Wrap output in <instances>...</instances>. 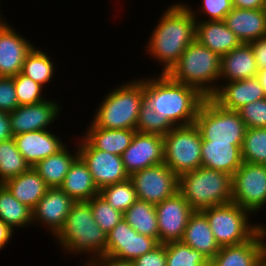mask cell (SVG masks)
Wrapping results in <instances>:
<instances>
[{"instance_id": "cell-5", "label": "cell", "mask_w": 266, "mask_h": 266, "mask_svg": "<svg viewBox=\"0 0 266 266\" xmlns=\"http://www.w3.org/2000/svg\"><path fill=\"white\" fill-rule=\"evenodd\" d=\"M221 57L196 40L167 73L174 81L196 88L211 97L219 87Z\"/></svg>"}, {"instance_id": "cell-3", "label": "cell", "mask_w": 266, "mask_h": 266, "mask_svg": "<svg viewBox=\"0 0 266 266\" xmlns=\"http://www.w3.org/2000/svg\"><path fill=\"white\" fill-rule=\"evenodd\" d=\"M53 239L65 258L74 255L94 261L107 253V235L95 221L88 201L73 203L64 226Z\"/></svg>"}, {"instance_id": "cell-40", "label": "cell", "mask_w": 266, "mask_h": 266, "mask_svg": "<svg viewBox=\"0 0 266 266\" xmlns=\"http://www.w3.org/2000/svg\"><path fill=\"white\" fill-rule=\"evenodd\" d=\"M199 5L192 6L183 2L193 14L196 21L224 20L232 10V0H200ZM194 7V8H193ZM206 17V18H205Z\"/></svg>"}, {"instance_id": "cell-41", "label": "cell", "mask_w": 266, "mask_h": 266, "mask_svg": "<svg viewBox=\"0 0 266 266\" xmlns=\"http://www.w3.org/2000/svg\"><path fill=\"white\" fill-rule=\"evenodd\" d=\"M94 219L106 235L124 218L122 212L112 208L100 195L89 201Z\"/></svg>"}, {"instance_id": "cell-16", "label": "cell", "mask_w": 266, "mask_h": 266, "mask_svg": "<svg viewBox=\"0 0 266 266\" xmlns=\"http://www.w3.org/2000/svg\"><path fill=\"white\" fill-rule=\"evenodd\" d=\"M74 202L60 187L48 188L32 210L33 226L44 228L54 238L64 226Z\"/></svg>"}, {"instance_id": "cell-31", "label": "cell", "mask_w": 266, "mask_h": 266, "mask_svg": "<svg viewBox=\"0 0 266 266\" xmlns=\"http://www.w3.org/2000/svg\"><path fill=\"white\" fill-rule=\"evenodd\" d=\"M54 62L49 52L35 45L26 55L21 73L48 90V83L53 81L57 73V66Z\"/></svg>"}, {"instance_id": "cell-25", "label": "cell", "mask_w": 266, "mask_h": 266, "mask_svg": "<svg viewBox=\"0 0 266 266\" xmlns=\"http://www.w3.org/2000/svg\"><path fill=\"white\" fill-rule=\"evenodd\" d=\"M195 40L220 57L241 44L224 20L196 21Z\"/></svg>"}, {"instance_id": "cell-28", "label": "cell", "mask_w": 266, "mask_h": 266, "mask_svg": "<svg viewBox=\"0 0 266 266\" xmlns=\"http://www.w3.org/2000/svg\"><path fill=\"white\" fill-rule=\"evenodd\" d=\"M80 133L95 149L122 155L129 147L136 129H104L96 127L91 121Z\"/></svg>"}, {"instance_id": "cell-30", "label": "cell", "mask_w": 266, "mask_h": 266, "mask_svg": "<svg viewBox=\"0 0 266 266\" xmlns=\"http://www.w3.org/2000/svg\"><path fill=\"white\" fill-rule=\"evenodd\" d=\"M60 188L74 201H89L99 195V189L92 179L84 161L78 157L68 170Z\"/></svg>"}, {"instance_id": "cell-27", "label": "cell", "mask_w": 266, "mask_h": 266, "mask_svg": "<svg viewBox=\"0 0 266 266\" xmlns=\"http://www.w3.org/2000/svg\"><path fill=\"white\" fill-rule=\"evenodd\" d=\"M71 142L75 147L73 146L70 149V146L66 144L57 153L42 159L33 166L49 188L60 187L62 185L71 165L79 157L77 141Z\"/></svg>"}, {"instance_id": "cell-29", "label": "cell", "mask_w": 266, "mask_h": 266, "mask_svg": "<svg viewBox=\"0 0 266 266\" xmlns=\"http://www.w3.org/2000/svg\"><path fill=\"white\" fill-rule=\"evenodd\" d=\"M15 199L32 210L45 195L48 186L33 167L3 183Z\"/></svg>"}, {"instance_id": "cell-11", "label": "cell", "mask_w": 266, "mask_h": 266, "mask_svg": "<svg viewBox=\"0 0 266 266\" xmlns=\"http://www.w3.org/2000/svg\"><path fill=\"white\" fill-rule=\"evenodd\" d=\"M75 136L79 157L87 165L99 190L129 178L120 155L95 149L82 135Z\"/></svg>"}, {"instance_id": "cell-20", "label": "cell", "mask_w": 266, "mask_h": 266, "mask_svg": "<svg viewBox=\"0 0 266 266\" xmlns=\"http://www.w3.org/2000/svg\"><path fill=\"white\" fill-rule=\"evenodd\" d=\"M266 248V224L248 241L220 247L211 262L215 266H259L260 258Z\"/></svg>"}, {"instance_id": "cell-23", "label": "cell", "mask_w": 266, "mask_h": 266, "mask_svg": "<svg viewBox=\"0 0 266 266\" xmlns=\"http://www.w3.org/2000/svg\"><path fill=\"white\" fill-rule=\"evenodd\" d=\"M242 145L202 139L201 167L218 170L230 176L242 165Z\"/></svg>"}, {"instance_id": "cell-35", "label": "cell", "mask_w": 266, "mask_h": 266, "mask_svg": "<svg viewBox=\"0 0 266 266\" xmlns=\"http://www.w3.org/2000/svg\"><path fill=\"white\" fill-rule=\"evenodd\" d=\"M99 195L116 210L124 213L137 200V194L131 180L108 185L99 190Z\"/></svg>"}, {"instance_id": "cell-42", "label": "cell", "mask_w": 266, "mask_h": 266, "mask_svg": "<svg viewBox=\"0 0 266 266\" xmlns=\"http://www.w3.org/2000/svg\"><path fill=\"white\" fill-rule=\"evenodd\" d=\"M237 111L246 128H266V97L250 102Z\"/></svg>"}, {"instance_id": "cell-18", "label": "cell", "mask_w": 266, "mask_h": 266, "mask_svg": "<svg viewBox=\"0 0 266 266\" xmlns=\"http://www.w3.org/2000/svg\"><path fill=\"white\" fill-rule=\"evenodd\" d=\"M7 21L5 19L0 25V77H14L20 73L26 55L35 46Z\"/></svg>"}, {"instance_id": "cell-32", "label": "cell", "mask_w": 266, "mask_h": 266, "mask_svg": "<svg viewBox=\"0 0 266 266\" xmlns=\"http://www.w3.org/2000/svg\"><path fill=\"white\" fill-rule=\"evenodd\" d=\"M0 219L14 231L33 227L32 209L18 202L3 184H0Z\"/></svg>"}, {"instance_id": "cell-10", "label": "cell", "mask_w": 266, "mask_h": 266, "mask_svg": "<svg viewBox=\"0 0 266 266\" xmlns=\"http://www.w3.org/2000/svg\"><path fill=\"white\" fill-rule=\"evenodd\" d=\"M232 202L258 219L266 207V165L242 162L232 176Z\"/></svg>"}, {"instance_id": "cell-9", "label": "cell", "mask_w": 266, "mask_h": 266, "mask_svg": "<svg viewBox=\"0 0 266 266\" xmlns=\"http://www.w3.org/2000/svg\"><path fill=\"white\" fill-rule=\"evenodd\" d=\"M163 141L164 163L178 177L201 167L202 137L195 124L172 128Z\"/></svg>"}, {"instance_id": "cell-34", "label": "cell", "mask_w": 266, "mask_h": 266, "mask_svg": "<svg viewBox=\"0 0 266 266\" xmlns=\"http://www.w3.org/2000/svg\"><path fill=\"white\" fill-rule=\"evenodd\" d=\"M30 165L17 149L14 138L0 142V184L27 171Z\"/></svg>"}, {"instance_id": "cell-17", "label": "cell", "mask_w": 266, "mask_h": 266, "mask_svg": "<svg viewBox=\"0 0 266 266\" xmlns=\"http://www.w3.org/2000/svg\"><path fill=\"white\" fill-rule=\"evenodd\" d=\"M121 158L129 176L147 167L164 163L163 136L136 131Z\"/></svg>"}, {"instance_id": "cell-1", "label": "cell", "mask_w": 266, "mask_h": 266, "mask_svg": "<svg viewBox=\"0 0 266 266\" xmlns=\"http://www.w3.org/2000/svg\"><path fill=\"white\" fill-rule=\"evenodd\" d=\"M157 19L154 29L146 39L143 54L147 53L149 58L162 67L158 74H166L195 41L196 19L180 0L169 4Z\"/></svg>"}, {"instance_id": "cell-14", "label": "cell", "mask_w": 266, "mask_h": 266, "mask_svg": "<svg viewBox=\"0 0 266 266\" xmlns=\"http://www.w3.org/2000/svg\"><path fill=\"white\" fill-rule=\"evenodd\" d=\"M159 229V243L180 241L194 210L177 191L174 195L155 205Z\"/></svg>"}, {"instance_id": "cell-43", "label": "cell", "mask_w": 266, "mask_h": 266, "mask_svg": "<svg viewBox=\"0 0 266 266\" xmlns=\"http://www.w3.org/2000/svg\"><path fill=\"white\" fill-rule=\"evenodd\" d=\"M18 106L13 77H0V110L12 112Z\"/></svg>"}, {"instance_id": "cell-26", "label": "cell", "mask_w": 266, "mask_h": 266, "mask_svg": "<svg viewBox=\"0 0 266 266\" xmlns=\"http://www.w3.org/2000/svg\"><path fill=\"white\" fill-rule=\"evenodd\" d=\"M180 241L200 252L209 261L214 258L220 249L215 241L209 221L202 211H194L190 215Z\"/></svg>"}, {"instance_id": "cell-50", "label": "cell", "mask_w": 266, "mask_h": 266, "mask_svg": "<svg viewBox=\"0 0 266 266\" xmlns=\"http://www.w3.org/2000/svg\"><path fill=\"white\" fill-rule=\"evenodd\" d=\"M257 78L262 86L265 96H266V69L259 70L257 73Z\"/></svg>"}, {"instance_id": "cell-54", "label": "cell", "mask_w": 266, "mask_h": 266, "mask_svg": "<svg viewBox=\"0 0 266 266\" xmlns=\"http://www.w3.org/2000/svg\"><path fill=\"white\" fill-rule=\"evenodd\" d=\"M263 11H264V15H265V18H266V0H265V2H264V5H263Z\"/></svg>"}, {"instance_id": "cell-44", "label": "cell", "mask_w": 266, "mask_h": 266, "mask_svg": "<svg viewBox=\"0 0 266 266\" xmlns=\"http://www.w3.org/2000/svg\"><path fill=\"white\" fill-rule=\"evenodd\" d=\"M133 262L135 266H167L165 244L160 243L152 251L138 257Z\"/></svg>"}, {"instance_id": "cell-15", "label": "cell", "mask_w": 266, "mask_h": 266, "mask_svg": "<svg viewBox=\"0 0 266 266\" xmlns=\"http://www.w3.org/2000/svg\"><path fill=\"white\" fill-rule=\"evenodd\" d=\"M160 243L149 236L137 233L122 219L107 234V256L122 260L134 261L138 257L152 251Z\"/></svg>"}, {"instance_id": "cell-45", "label": "cell", "mask_w": 266, "mask_h": 266, "mask_svg": "<svg viewBox=\"0 0 266 266\" xmlns=\"http://www.w3.org/2000/svg\"><path fill=\"white\" fill-rule=\"evenodd\" d=\"M258 70L266 69V36L250 42Z\"/></svg>"}, {"instance_id": "cell-7", "label": "cell", "mask_w": 266, "mask_h": 266, "mask_svg": "<svg viewBox=\"0 0 266 266\" xmlns=\"http://www.w3.org/2000/svg\"><path fill=\"white\" fill-rule=\"evenodd\" d=\"M202 212L219 247L244 243L261 229L260 222L251 220L255 215L233 202L206 208Z\"/></svg>"}, {"instance_id": "cell-4", "label": "cell", "mask_w": 266, "mask_h": 266, "mask_svg": "<svg viewBox=\"0 0 266 266\" xmlns=\"http://www.w3.org/2000/svg\"><path fill=\"white\" fill-rule=\"evenodd\" d=\"M91 122L104 129H135L144 102V76L129 79L104 94Z\"/></svg>"}, {"instance_id": "cell-8", "label": "cell", "mask_w": 266, "mask_h": 266, "mask_svg": "<svg viewBox=\"0 0 266 266\" xmlns=\"http://www.w3.org/2000/svg\"><path fill=\"white\" fill-rule=\"evenodd\" d=\"M194 124L202 139L233 145H242L247 129L238 111L221 107L211 97L200 105Z\"/></svg>"}, {"instance_id": "cell-2", "label": "cell", "mask_w": 266, "mask_h": 266, "mask_svg": "<svg viewBox=\"0 0 266 266\" xmlns=\"http://www.w3.org/2000/svg\"><path fill=\"white\" fill-rule=\"evenodd\" d=\"M144 76V102L175 127L194 124L204 99L196 88L174 81L167 73Z\"/></svg>"}, {"instance_id": "cell-33", "label": "cell", "mask_w": 266, "mask_h": 266, "mask_svg": "<svg viewBox=\"0 0 266 266\" xmlns=\"http://www.w3.org/2000/svg\"><path fill=\"white\" fill-rule=\"evenodd\" d=\"M123 215V219L137 233L152 237L159 242V229L154 204L138 199Z\"/></svg>"}, {"instance_id": "cell-51", "label": "cell", "mask_w": 266, "mask_h": 266, "mask_svg": "<svg viewBox=\"0 0 266 266\" xmlns=\"http://www.w3.org/2000/svg\"><path fill=\"white\" fill-rule=\"evenodd\" d=\"M259 266H266V248L261 255Z\"/></svg>"}, {"instance_id": "cell-13", "label": "cell", "mask_w": 266, "mask_h": 266, "mask_svg": "<svg viewBox=\"0 0 266 266\" xmlns=\"http://www.w3.org/2000/svg\"><path fill=\"white\" fill-rule=\"evenodd\" d=\"M54 99V100H53ZM63 104L58 99L49 97L39 103L18 106L9 112L10 127L13 136L25 132L52 129L53 124L60 119ZM52 124V126H51Z\"/></svg>"}, {"instance_id": "cell-52", "label": "cell", "mask_w": 266, "mask_h": 266, "mask_svg": "<svg viewBox=\"0 0 266 266\" xmlns=\"http://www.w3.org/2000/svg\"><path fill=\"white\" fill-rule=\"evenodd\" d=\"M80 261H83L82 262L83 266H97L93 261H84V260H81V259H80Z\"/></svg>"}, {"instance_id": "cell-24", "label": "cell", "mask_w": 266, "mask_h": 266, "mask_svg": "<svg viewBox=\"0 0 266 266\" xmlns=\"http://www.w3.org/2000/svg\"><path fill=\"white\" fill-rule=\"evenodd\" d=\"M224 22L241 43H250L266 36V18L263 9L232 8Z\"/></svg>"}, {"instance_id": "cell-36", "label": "cell", "mask_w": 266, "mask_h": 266, "mask_svg": "<svg viewBox=\"0 0 266 266\" xmlns=\"http://www.w3.org/2000/svg\"><path fill=\"white\" fill-rule=\"evenodd\" d=\"M242 161L266 165V128H247L241 147Z\"/></svg>"}, {"instance_id": "cell-21", "label": "cell", "mask_w": 266, "mask_h": 266, "mask_svg": "<svg viewBox=\"0 0 266 266\" xmlns=\"http://www.w3.org/2000/svg\"><path fill=\"white\" fill-rule=\"evenodd\" d=\"M265 97L257 77L232 82H219L218 89L211 96L221 107L235 111L250 102Z\"/></svg>"}, {"instance_id": "cell-19", "label": "cell", "mask_w": 266, "mask_h": 266, "mask_svg": "<svg viewBox=\"0 0 266 266\" xmlns=\"http://www.w3.org/2000/svg\"><path fill=\"white\" fill-rule=\"evenodd\" d=\"M13 138L17 149L30 167L57 153L67 144L65 138L63 140L53 129L25 132Z\"/></svg>"}, {"instance_id": "cell-49", "label": "cell", "mask_w": 266, "mask_h": 266, "mask_svg": "<svg viewBox=\"0 0 266 266\" xmlns=\"http://www.w3.org/2000/svg\"><path fill=\"white\" fill-rule=\"evenodd\" d=\"M265 0H232L233 8L262 9Z\"/></svg>"}, {"instance_id": "cell-47", "label": "cell", "mask_w": 266, "mask_h": 266, "mask_svg": "<svg viewBox=\"0 0 266 266\" xmlns=\"http://www.w3.org/2000/svg\"><path fill=\"white\" fill-rule=\"evenodd\" d=\"M97 266H135L133 261L122 260L113 256H101L93 261Z\"/></svg>"}, {"instance_id": "cell-48", "label": "cell", "mask_w": 266, "mask_h": 266, "mask_svg": "<svg viewBox=\"0 0 266 266\" xmlns=\"http://www.w3.org/2000/svg\"><path fill=\"white\" fill-rule=\"evenodd\" d=\"M15 231L12 230L5 222L0 219V251L9 245L13 239Z\"/></svg>"}, {"instance_id": "cell-46", "label": "cell", "mask_w": 266, "mask_h": 266, "mask_svg": "<svg viewBox=\"0 0 266 266\" xmlns=\"http://www.w3.org/2000/svg\"><path fill=\"white\" fill-rule=\"evenodd\" d=\"M13 138L10 127L9 112L0 110V142Z\"/></svg>"}, {"instance_id": "cell-22", "label": "cell", "mask_w": 266, "mask_h": 266, "mask_svg": "<svg viewBox=\"0 0 266 266\" xmlns=\"http://www.w3.org/2000/svg\"><path fill=\"white\" fill-rule=\"evenodd\" d=\"M258 71L251 44L241 43L229 53L221 56L219 82L257 77Z\"/></svg>"}, {"instance_id": "cell-53", "label": "cell", "mask_w": 266, "mask_h": 266, "mask_svg": "<svg viewBox=\"0 0 266 266\" xmlns=\"http://www.w3.org/2000/svg\"><path fill=\"white\" fill-rule=\"evenodd\" d=\"M2 4V0H0V5ZM2 7L0 6V9ZM4 13L1 12L0 10V25L3 23V21L6 19V17L3 15Z\"/></svg>"}, {"instance_id": "cell-38", "label": "cell", "mask_w": 266, "mask_h": 266, "mask_svg": "<svg viewBox=\"0 0 266 266\" xmlns=\"http://www.w3.org/2000/svg\"><path fill=\"white\" fill-rule=\"evenodd\" d=\"M174 127L167 118L160 117L158 112L143 102L136 123L137 132L164 136Z\"/></svg>"}, {"instance_id": "cell-6", "label": "cell", "mask_w": 266, "mask_h": 266, "mask_svg": "<svg viewBox=\"0 0 266 266\" xmlns=\"http://www.w3.org/2000/svg\"><path fill=\"white\" fill-rule=\"evenodd\" d=\"M178 191L194 211L232 202V176L199 167L179 176Z\"/></svg>"}, {"instance_id": "cell-37", "label": "cell", "mask_w": 266, "mask_h": 266, "mask_svg": "<svg viewBox=\"0 0 266 266\" xmlns=\"http://www.w3.org/2000/svg\"><path fill=\"white\" fill-rule=\"evenodd\" d=\"M167 266H206L209 262L200 252L181 241L164 243Z\"/></svg>"}, {"instance_id": "cell-12", "label": "cell", "mask_w": 266, "mask_h": 266, "mask_svg": "<svg viewBox=\"0 0 266 266\" xmlns=\"http://www.w3.org/2000/svg\"><path fill=\"white\" fill-rule=\"evenodd\" d=\"M137 198L157 205L178 191L179 177L165 164H157L129 176Z\"/></svg>"}, {"instance_id": "cell-55", "label": "cell", "mask_w": 266, "mask_h": 266, "mask_svg": "<svg viewBox=\"0 0 266 266\" xmlns=\"http://www.w3.org/2000/svg\"><path fill=\"white\" fill-rule=\"evenodd\" d=\"M206 266H215L211 261H209Z\"/></svg>"}, {"instance_id": "cell-39", "label": "cell", "mask_w": 266, "mask_h": 266, "mask_svg": "<svg viewBox=\"0 0 266 266\" xmlns=\"http://www.w3.org/2000/svg\"><path fill=\"white\" fill-rule=\"evenodd\" d=\"M13 80L19 106L39 103L49 95L45 92L47 89L21 72L14 76Z\"/></svg>"}]
</instances>
